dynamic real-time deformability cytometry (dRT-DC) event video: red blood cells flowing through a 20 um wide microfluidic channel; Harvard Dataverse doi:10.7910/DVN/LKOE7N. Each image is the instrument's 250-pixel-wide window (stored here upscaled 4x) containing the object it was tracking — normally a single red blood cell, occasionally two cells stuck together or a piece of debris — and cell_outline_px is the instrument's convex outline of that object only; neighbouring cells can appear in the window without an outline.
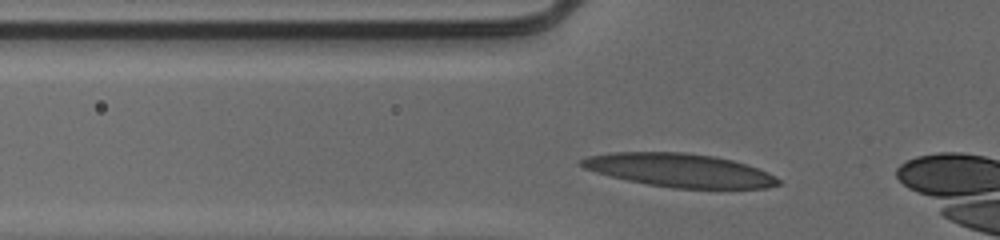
{"species": "human", "species_latin": "Homo sapiens", "temperature_condition": "cold", "stored_images_in_passage": 30, "camera_frame_rate_fps": 3000, "um_per_image_px": 0.085, "donor": {"sex": "male"}, "frame": {"image": 1, "passage_image": 3, "time_ms": 0.667, "image_size_px": [1000, 240], "cell_outline_px": [[780, 184], [768, 188], [672, 188], [648, 184], [628, 180], [596, 172], [584, 168], [580, 164], [580, 160], [588, 156], [616, 152], [688, 152], [716, 156], [748, 164], [768, 172], [776, 176], [780, 180]], "centroid_in_image_um": [57.82, 14.46], "position_along_channel_um": 68.0, "area_um2": 38.32}}
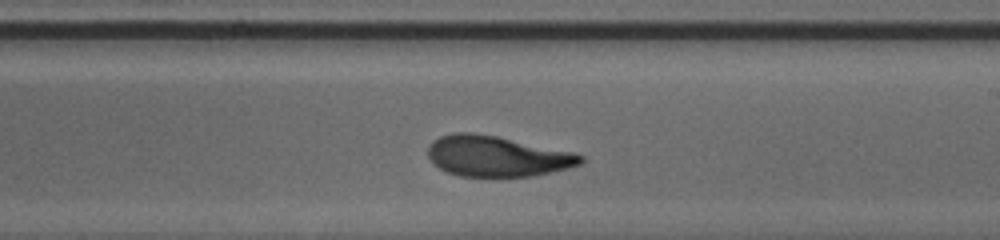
{"frame": {"image": 2, "passage_image": 17, "time_ms": 5.333, "image_size_px": [1000, 240], "cell_outline_px": [[584, 160], [580, 164], [568, 168], [532, 176], [460, 176], [448, 172], [440, 168], [428, 156], [428, 144], [432, 140], [440, 136], [452, 132], [472, 132], [496, 136], [572, 152], [584, 156]], "centroid_in_image_um": [42.21, 13.27], "position_along_channel_um": 246.8, "area_um2": 35.89}}
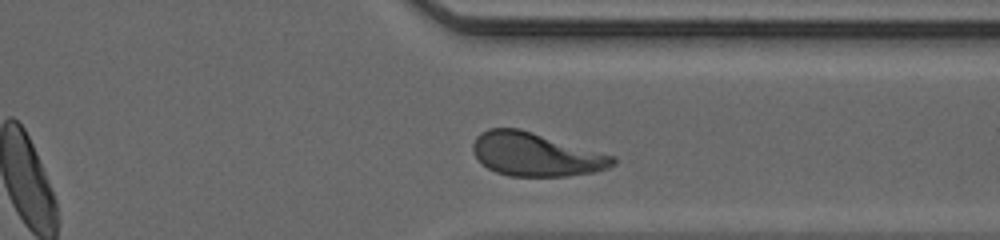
{"frame": {"image": 3, "passage_image": 26, "time_ms": 8.333, "image_size_px": [1000, 240], "cell_outline_px": [[616, 164], [608, 168], [592, 172], [568, 176], [508, 176], [496, 172], [488, 168], [472, 152], [472, 144], [476, 136], [480, 132], [488, 128], [520, 128], [616, 156]], "centroid_in_image_um": [45.54, 13.12], "position_along_channel_um": 365.9, "area_um2": 35.6}}